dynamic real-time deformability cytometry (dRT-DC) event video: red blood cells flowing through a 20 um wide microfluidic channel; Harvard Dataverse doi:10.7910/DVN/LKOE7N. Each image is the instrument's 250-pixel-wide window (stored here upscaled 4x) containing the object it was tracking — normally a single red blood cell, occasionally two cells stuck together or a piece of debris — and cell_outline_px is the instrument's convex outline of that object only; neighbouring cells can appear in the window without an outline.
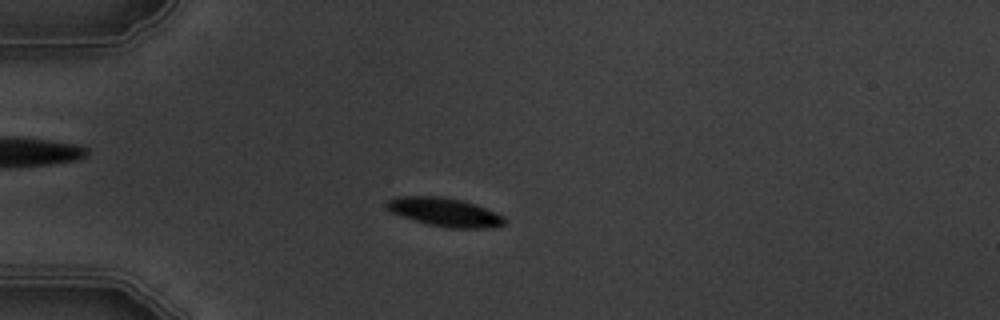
{"species": "common noctule bat (a hibernating species)", "species_latin": "Nyctalus noctula", "temperature_condition": "warm", "stored_images_in_passage": 9, "camera_frame_rate_fps": 3000, "um_per_image_px": 0.085, "animal": {"sex": "male", "body_mass_g": 19.5, "forearm_length_mm": 54.6}, "frame": {"image": 1, "passage_image": 4, "time_ms": 4.333, "image_size_px": [1000, 320], "cell_outline_px": [[504, 224], [492, 228], [448, 228], [428, 224], [392, 212], [388, 208], [388, 200], [396, 196], [444, 196], [476, 204], [496, 212], [504, 216]], "centroid_in_image_um": [37.85, 18.02], "position_along_channel_um": 47.1, "area_um2": 19.42}}
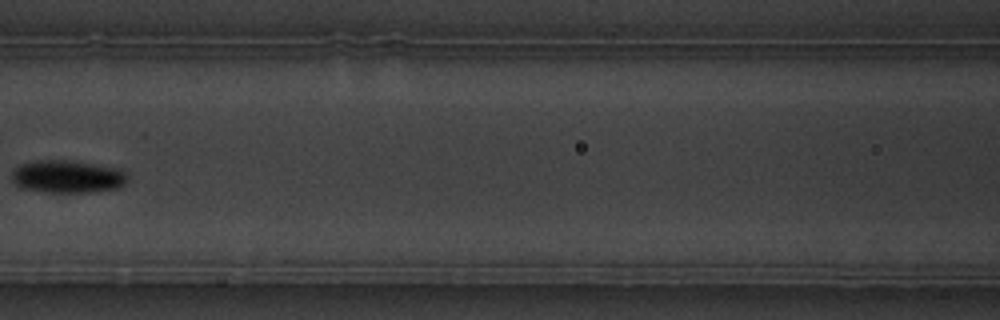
{"frame": {"image": 2, "passage_image": 7, "time_ms": 8.0, "image_size_px": [1000, 320], "cell_outline_px": [[128, 176], [124, 184], [116, 188], [96, 192], [52, 192], [20, 188], [12, 180], [12, 172], [20, 164], [36, 160], [72, 160], [120, 168]], "centroid_in_image_um": [5.74, 15.0], "position_along_channel_um": 160.9, "area_um2": 22.14}}